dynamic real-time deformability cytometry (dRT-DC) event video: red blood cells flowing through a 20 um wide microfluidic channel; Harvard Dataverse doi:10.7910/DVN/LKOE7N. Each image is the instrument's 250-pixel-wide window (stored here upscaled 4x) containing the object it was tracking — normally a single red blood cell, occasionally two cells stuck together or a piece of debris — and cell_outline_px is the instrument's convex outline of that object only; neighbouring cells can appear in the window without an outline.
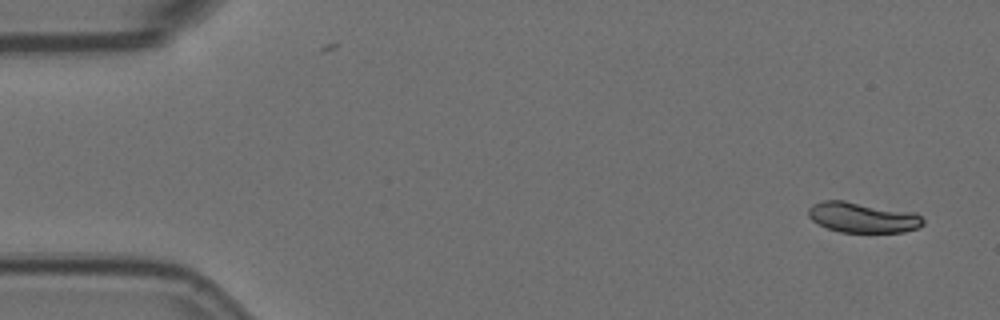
{"species": "Egyptian fruit bat (a non-hibernating species)", "species_latin": "Rousettus aegyptiacus", "temperature_condition": "room temperature", "stored_images_in_passage": 5, "camera_frame_rate_fps": 3000, "um_per_image_px": 0.085, "animal": {"sex": "female"}, "frame": {"image": 1, "passage_image": 1, "time_ms": 0.0, "image_size_px": [1000, 320], "cell_outline_px": [[924, 224], [916, 228], [904, 232], [840, 232], [828, 228], [812, 220], [808, 216], [808, 208], [812, 204], [824, 200], [844, 200], [916, 212], [924, 220]], "centroid_in_image_um": [73.33, 18.47], "position_along_channel_um": 11.7, "area_um2": 20.4}}
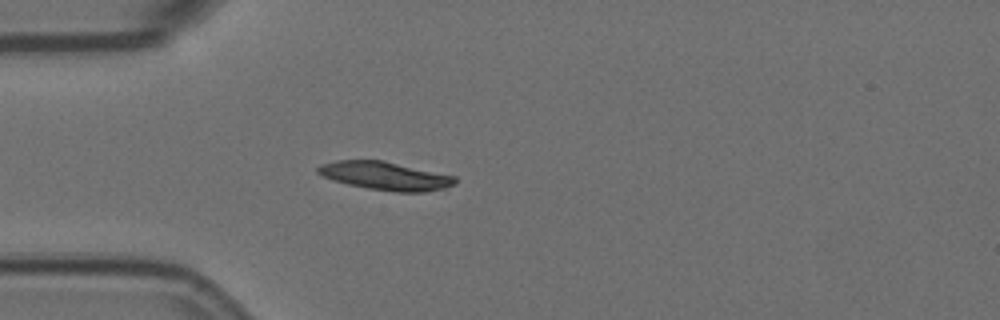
{"frame": {"image": 2, "passage_image": 5, "time_ms": 1.333, "image_size_px": [1000, 320], "cell_outline_px": [[456, 184], [444, 188], [424, 192], [396, 192], [368, 188], [348, 184], [332, 180], [316, 172], [316, 168], [320, 164], [336, 160], [384, 160], [456, 176]], "centroid_in_image_um": [32.75, 14.94], "position_along_channel_um": 52.2, "area_um2": 22.72}}